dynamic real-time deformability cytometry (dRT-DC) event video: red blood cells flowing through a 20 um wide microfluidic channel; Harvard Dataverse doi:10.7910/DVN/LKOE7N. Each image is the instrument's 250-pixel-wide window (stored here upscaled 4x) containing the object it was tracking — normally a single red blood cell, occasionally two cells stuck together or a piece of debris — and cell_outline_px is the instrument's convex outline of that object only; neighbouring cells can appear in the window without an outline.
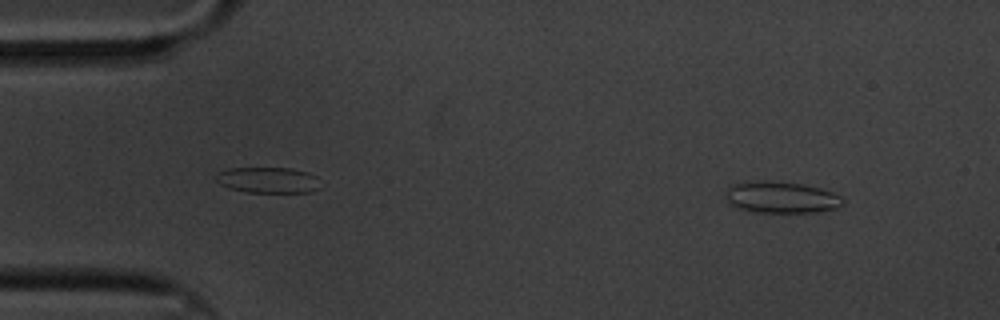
{"species": "common noctule bat (a hibernating species)", "species_latin": "Nyctalus noctula", "temperature_condition": "cold", "stored_images_in_passage": 60, "camera_frame_rate_fps": 3000, "um_per_image_px": 0.085, "animal": {"sex": "male", "body_mass_g": 20.1, "forearm_length_mm": 53.5}, "frame": {"image": 1, "passage_image": 6, "time_ms": 1.667, "image_size_px": [1000, 320], "cell_outline_px": [[844, 204], [836, 208], [820, 212], [752, 212], [736, 208], [728, 204], [724, 196], [728, 184], [744, 180], [772, 180], [804, 184], [820, 188], [832, 192], [840, 196], [844, 200]], "centroid_in_image_um": [66.31, 16.75], "position_along_channel_um": 18.7, "area_um2": 22.37}}
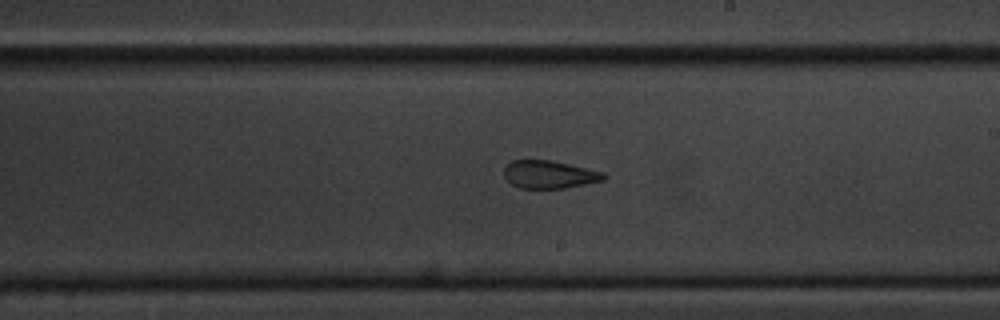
{"frame": {"image": 2, "passage_image": 34, "time_ms": 11.0, "image_size_px": [1000, 320], "cell_outline_px": [[608, 176], [604, 180], [564, 188], [520, 188], [512, 184], [504, 176], [504, 168], [512, 160], [552, 160], [604, 172]], "centroid_in_image_um": [46.71, 14.82], "position_along_channel_um": 242.3, "area_um2": 16.13}}
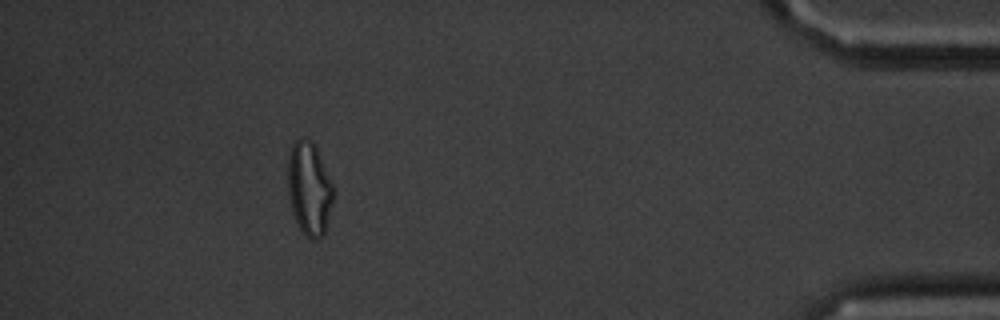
{"frame": {"image": 3, "passage_image": 54, "time_ms": 17.667, "image_size_px": [1000, 320], "cell_outline_px": [[332, 204], [324, 232], [316, 240], [312, 240], [300, 228], [296, 220], [292, 208], [288, 192], [288, 156], [292, 144], [300, 136], [304, 136], [312, 140], [316, 148], [332, 184]], "centroid_in_image_um": [26.26, 15.96], "position_along_channel_um": 408.9, "area_um2": 24.22}, "authors_computed_cell_mechanics": {"area_um2": 19.7098, "velocity_mm_per_s": 3.3154, "shape_relaxation_time_tau1_ms": 11.3139, "shape_relaxation_time_tau2_ms": 2.3562, "deformation_change_tau1": 0.1985, "deformation_change_tau2": 0.096}}